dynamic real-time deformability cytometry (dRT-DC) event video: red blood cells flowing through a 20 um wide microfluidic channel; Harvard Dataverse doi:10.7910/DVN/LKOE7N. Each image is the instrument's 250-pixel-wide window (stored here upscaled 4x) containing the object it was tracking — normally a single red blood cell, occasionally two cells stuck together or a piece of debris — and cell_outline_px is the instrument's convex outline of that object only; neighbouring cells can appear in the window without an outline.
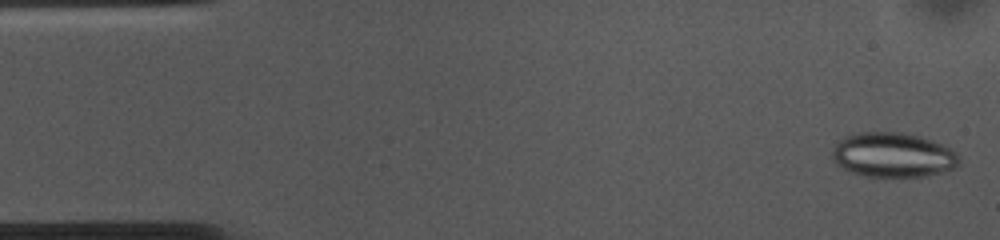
{"species": "common noctule bat (a hibernating species)", "species_latin": "Nyctalus noctula", "temperature_condition": "cold", "stored_images_in_passage": 54, "camera_frame_rate_fps": 3000, "um_per_image_px": 0.085, "animal": {"sex": "female", "body_mass_g": 10.0, "forearm_length_mm": 53.1}, "frame": {"image": 1, "passage_image": 2, "time_ms": 0.333, "image_size_px": [1000, 240], "cell_outline_px": [[960, 160], [956, 168], [924, 176], [864, 176], [840, 168], [836, 164], [832, 156], [832, 148], [844, 136], [856, 132], [900, 132], [920, 136], [932, 140], [956, 152]], "centroid_in_image_um": [75.87, 13.16], "position_along_channel_um": 9.1, "area_um2": 33.0}}
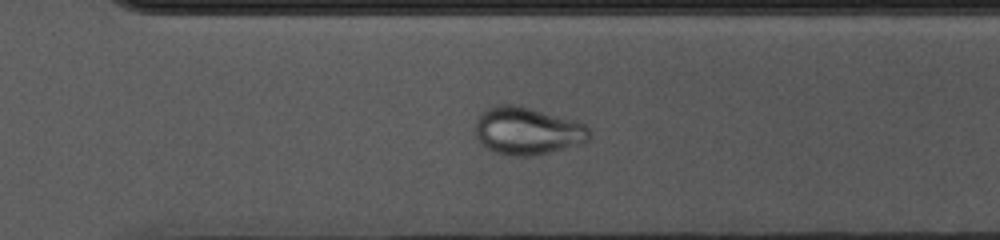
{"frame": {"image": 2, "passage_image": 37, "time_ms": 12.0, "image_size_px": [1000, 240], "cell_outline_px": [[592, 140], [536, 156], [512, 156], [496, 152], [488, 148], [476, 136], [476, 116], [488, 108], [500, 104], [516, 104], [588, 124], [592, 132]], "centroid_in_image_um": [44.88, 11.12], "position_along_channel_um": 325.7, "area_um2": 31.79}}
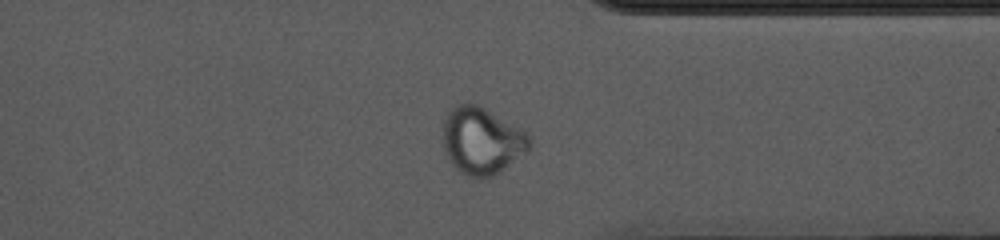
{"frame": {"image": 3, "passage_image": 41, "time_ms": 13.333, "image_size_px": [1000, 240], "cell_outline_px": [[532, 144], [524, 152], [504, 168], [492, 176], [468, 176], [460, 172], [452, 164], [444, 148], [440, 136], [444, 112], [452, 104], [468, 100], [480, 104], [528, 132], [532, 136]], "centroid_in_image_um": [40.88, 11.85], "position_along_channel_um": 370.5, "area_um2": 34.74}}